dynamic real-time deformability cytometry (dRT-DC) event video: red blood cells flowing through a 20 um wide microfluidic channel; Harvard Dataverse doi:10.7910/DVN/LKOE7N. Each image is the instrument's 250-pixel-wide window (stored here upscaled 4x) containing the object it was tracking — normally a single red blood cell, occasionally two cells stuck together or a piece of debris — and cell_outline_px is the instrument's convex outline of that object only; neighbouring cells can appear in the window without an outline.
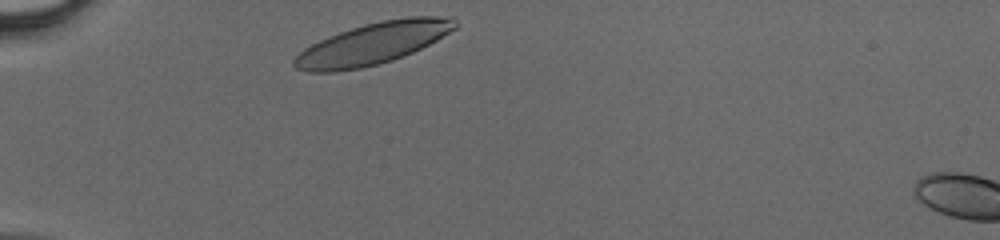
{"species": "human", "species_latin": "Homo sapiens", "temperature_condition": "cold", "stored_images_in_passage": 27, "camera_frame_rate_fps": 3000, "um_per_image_px": 0.085, "donor": {"sex": "male"}, "frame": {"image": 1, "passage_image": 1, "time_ms": 0.0, "image_size_px": [1000, 240], "cell_outline_px": [[456, 28], [436, 40], [404, 56], [380, 64], [360, 68], [336, 72], [304, 72], [296, 68], [292, 64], [292, 60], [304, 48], [328, 36], [364, 24], [384, 20], [408, 16], [452, 16], [456, 20]], "centroid_in_image_um": [31.68, 3.71], "position_along_channel_um": 53.3, "area_um2": 39.02}}
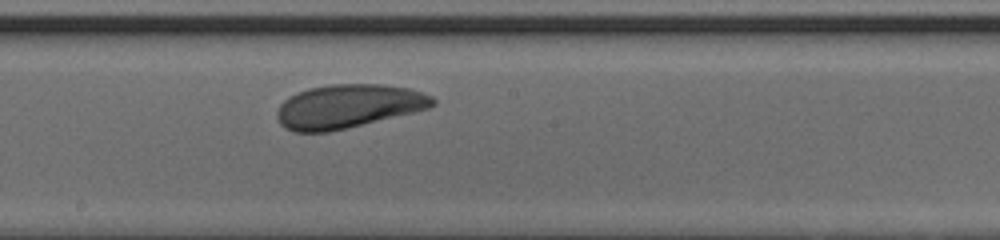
{"frame": {"image": 2, "passage_image": 14, "time_ms": 4.333, "image_size_px": [1000, 240], "cell_outline_px": [[436, 104], [428, 108], [348, 128], [328, 132], [296, 132], [284, 128], [280, 124], [276, 116], [276, 112], [280, 104], [288, 96], [308, 88], [332, 84], [380, 84], [408, 88], [432, 96], [436, 100]], "centroid_in_image_um": [29.55, 9.03], "position_along_channel_um": 218.7, "area_um2": 39.59}}
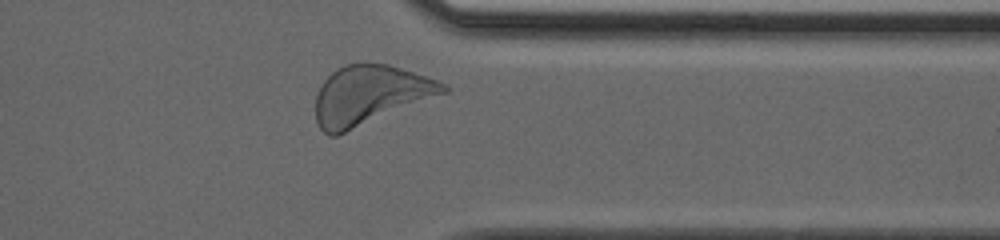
{"frame": {"image": 3, "passage_image": 25, "time_ms": 8.0, "image_size_px": [1000, 240], "cell_outline_px": [[448, 92], [336, 136], [328, 136], [320, 128], [316, 120], [316, 96], [324, 80], [336, 68], [344, 64], [388, 64], [436, 80], [444, 84], [448, 88]], "centroid_in_image_um": [31.41, 8.1], "position_along_channel_um": 380.0, "area_um2": 43.47}}